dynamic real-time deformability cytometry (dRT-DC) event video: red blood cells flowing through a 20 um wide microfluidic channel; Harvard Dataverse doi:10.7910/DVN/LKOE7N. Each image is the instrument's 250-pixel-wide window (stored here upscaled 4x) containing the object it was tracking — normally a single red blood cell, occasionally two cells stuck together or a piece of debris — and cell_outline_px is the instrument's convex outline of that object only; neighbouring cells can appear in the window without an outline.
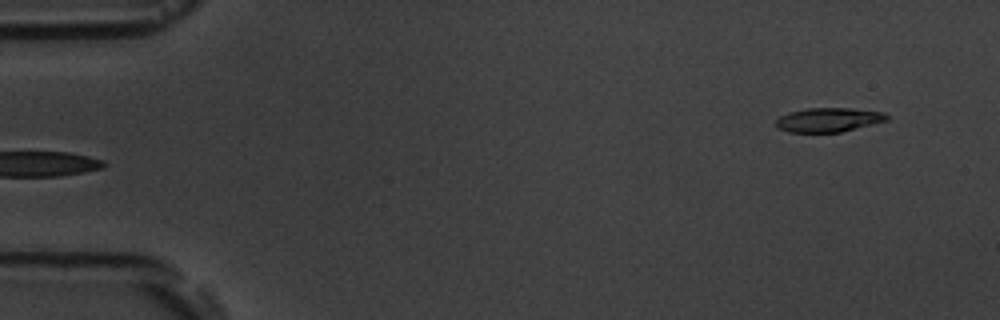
{"species": "common noctule bat (a hibernating species)", "species_latin": "Nyctalus noctula", "temperature_condition": "room temperature", "stored_images_in_passage": 4, "segment_of_instrument_passage": [2, 2], "camera_frame_rate_fps": 3000, "um_per_image_px": 0.085, "animal": {"sex": "male", "body_mass_g": 19.5, "forearm_length_mm": 54.6}, "frame": {"image": 1, "passage_image": 4, "time_ms": 3.667, "image_size_px": [1000, 320], "cell_outline_px": [[888, 120], [840, 132], [788, 132], [776, 128], [776, 120], [780, 116], [788, 112], [808, 108], [848, 108], [884, 112], [888, 116]], "centroid_in_image_um": [70.39, 10.18], "position_along_channel_um": 14.6, "area_um2": 15.55}}